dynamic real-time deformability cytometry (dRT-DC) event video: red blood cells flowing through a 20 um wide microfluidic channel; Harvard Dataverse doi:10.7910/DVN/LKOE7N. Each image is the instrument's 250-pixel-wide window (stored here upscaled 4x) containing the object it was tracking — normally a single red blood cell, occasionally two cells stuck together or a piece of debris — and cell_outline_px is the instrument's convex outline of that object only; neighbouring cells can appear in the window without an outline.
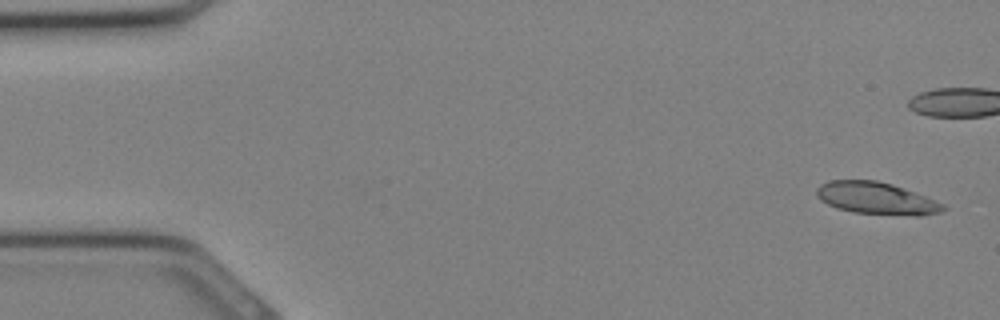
{"species": "Egyptian fruit bat (a non-hibernating species)", "species_latin": "Rousettus aegyptiacus", "temperature_condition": "cold", "stored_images_in_passage": 18, "camera_frame_rate_fps": 3000, "um_per_image_px": 0.085, "animal": {"sex": "female"}, "frame": {"image": 1, "passage_image": 1, "time_ms": 0.0, "image_size_px": [1000, 320], "cell_outline_px": [[948, 208], [940, 212], [920, 216], [916, 216], [852, 212], [836, 208], [820, 200], [816, 196], [816, 188], [820, 184], [828, 180], [876, 180], [892, 184], [924, 196], [944, 204]], "centroid_in_image_um": [74.46, 16.85], "position_along_channel_um": 10.5, "area_um2": 23.7}}